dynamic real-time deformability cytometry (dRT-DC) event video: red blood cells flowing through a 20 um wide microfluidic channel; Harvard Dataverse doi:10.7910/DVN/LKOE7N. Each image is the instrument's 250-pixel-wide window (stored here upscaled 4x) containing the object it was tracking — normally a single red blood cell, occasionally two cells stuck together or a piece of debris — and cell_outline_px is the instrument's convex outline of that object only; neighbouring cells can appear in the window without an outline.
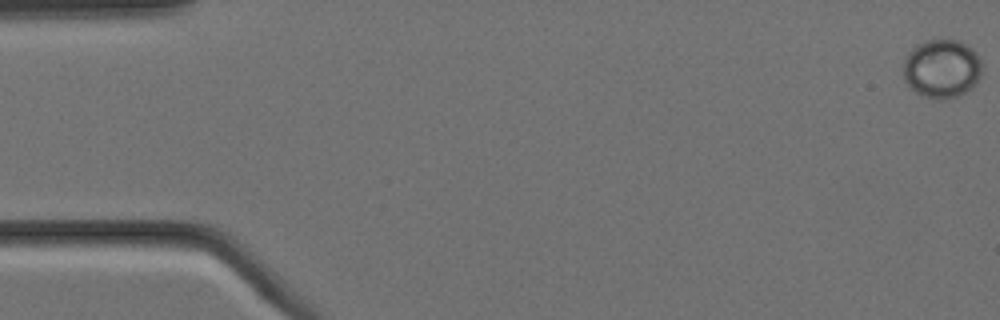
{"species": "Egyptian fruit bat (a non-hibernating species)", "species_latin": "Rousettus aegyptiacus", "temperature_condition": "cold", "stored_images_in_passage": 5, "camera_frame_rate_fps": 3000, "um_per_image_px": 0.085, "animal": {"sex": "female"}, "frame": {"image": 1, "passage_image": 1, "time_ms": 0.0, "image_size_px": [1000, 320], "cell_outline_px": [[980, 72], [972, 88], [956, 96], [944, 100], [940, 100], [924, 96], [916, 92], [904, 80], [904, 60], [912, 48], [916, 44], [924, 40], [960, 40], [972, 48], [976, 52], [980, 60]], "centroid_in_image_um": [80.03, 5.82], "position_along_channel_um": 5.0, "area_um2": 26.7}}
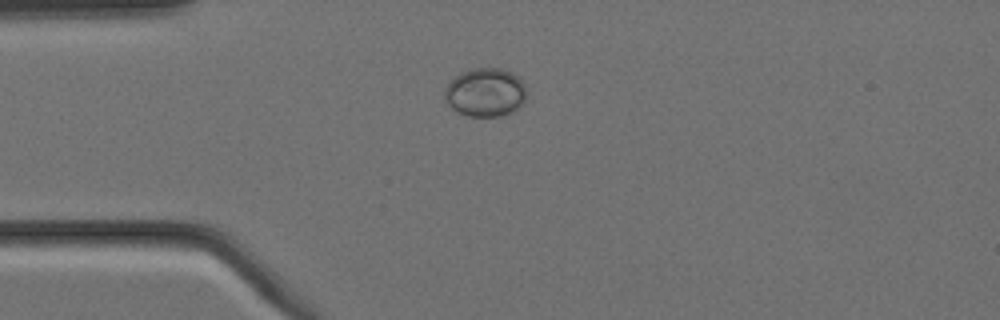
{"frame": {"image": 2, "passage_image": 5, "time_ms": 1.333, "image_size_px": [1000, 320], "cell_outline_px": [[524, 104], [512, 112], [500, 116], [468, 116], [452, 108], [448, 104], [444, 96], [444, 88], [460, 72], [472, 68], [500, 68], [512, 72], [524, 84]], "centroid_in_image_um": [41.24, 7.85], "position_along_channel_um": 43.8, "area_um2": 23.06}}